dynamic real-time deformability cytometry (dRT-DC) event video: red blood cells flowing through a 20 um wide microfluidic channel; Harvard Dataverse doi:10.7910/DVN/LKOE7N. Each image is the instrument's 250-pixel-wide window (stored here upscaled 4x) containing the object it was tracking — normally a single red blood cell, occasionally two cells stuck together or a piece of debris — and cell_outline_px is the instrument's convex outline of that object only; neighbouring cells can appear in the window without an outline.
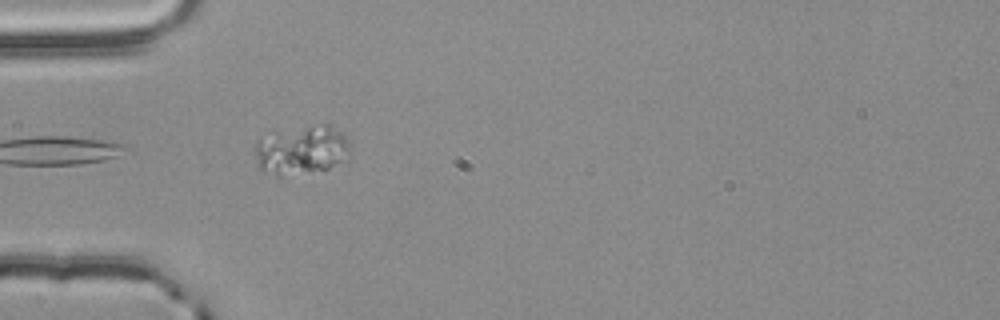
{"species": "common noctule bat (a hibernating species)", "species_latin": "Nyctalus noctula", "temperature_condition": "room temperature", "stored_images_in_passage": 24, "camera_frame_rate_fps": 3000, "um_per_image_px": 0.085, "animal": {"sex": "male", "body_mass_g": 20.4}, "frame": {"image": 1, "passage_image": 1, "time_ms": 0.0, "image_size_px": [1000, 320], "cell_outline_px": [[352, 152], [328, 168], [280, 176], [276, 176], [260, 168], [256, 156], [256, 144], [260, 136], [276, 132], [324, 124], [332, 124], [348, 140]], "centroid_in_image_um": [25.63, 12.73], "position_along_channel_um": 59.4, "area_um2": 26.47}}